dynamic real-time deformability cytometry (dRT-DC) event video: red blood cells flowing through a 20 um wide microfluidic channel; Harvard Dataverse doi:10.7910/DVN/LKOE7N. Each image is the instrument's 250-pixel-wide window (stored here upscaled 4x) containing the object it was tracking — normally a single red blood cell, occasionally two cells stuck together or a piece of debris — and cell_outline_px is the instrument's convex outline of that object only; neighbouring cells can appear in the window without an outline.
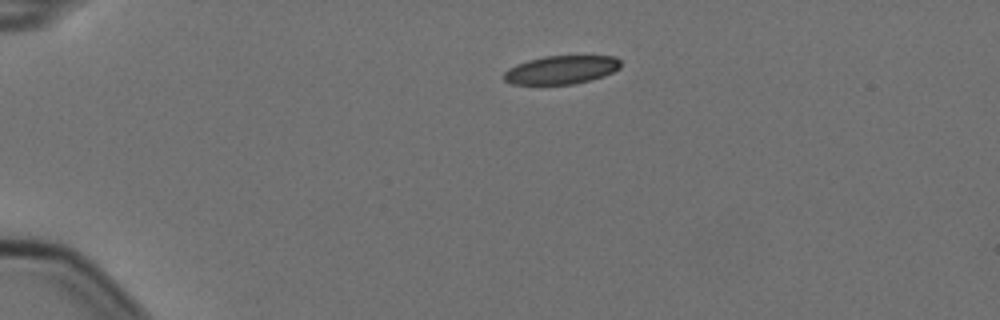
{"species": "Egyptian fruit bat (a non-hibernating species)", "species_latin": "Rousettus aegyptiacus", "temperature_condition": "cold", "stored_images_in_passage": 6, "camera_frame_rate_fps": 3000, "um_per_image_px": 0.085, "animal": {"sex": "female"}, "frame": {"image": 1, "passage_image": 1, "time_ms": 0.0, "image_size_px": [1000, 320], "cell_outline_px": [[620, 68], [604, 76], [592, 80], [572, 84], [512, 84], [504, 80], [500, 76], [508, 68], [516, 64], [528, 60], [544, 56], [616, 56], [620, 60]], "centroid_in_image_um": [47.68, 5.93], "position_along_channel_um": 37.3, "area_um2": 19.48}}
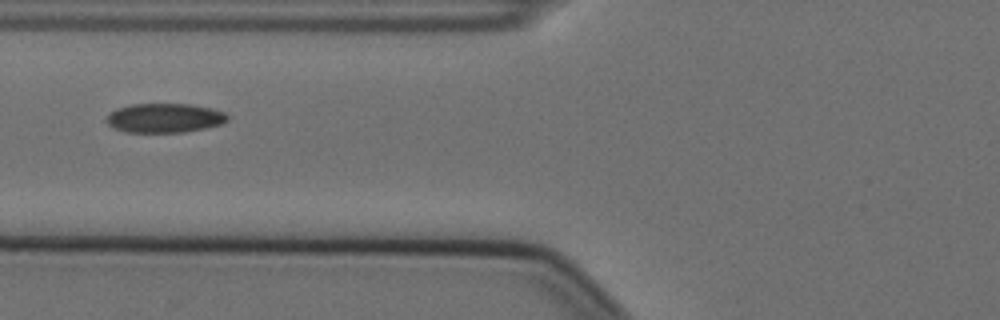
{"frame": {"image": 2, "passage_image": 4, "time_ms": 1.0, "image_size_px": [1000, 320], "cell_outline_px": [[228, 120], [220, 124], [204, 128], [184, 132], [124, 132], [108, 124], [108, 116], [116, 108], [132, 104], [188, 104], [212, 108], [224, 112], [228, 116]], "centroid_in_image_um": [14.01, 10.02], "position_along_channel_um": 111.8, "area_um2": 20.4}}
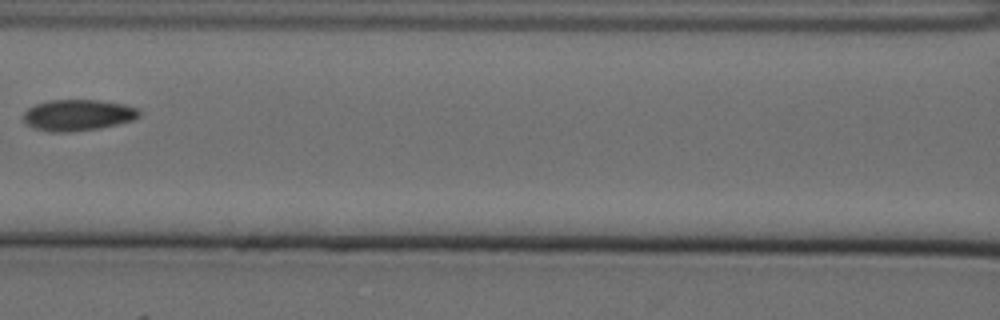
{"frame": {"image": 3, "passage_image": 5, "time_ms": 1.333, "image_size_px": [1000, 320], "cell_outline_px": [[140, 116], [132, 120], [100, 128], [68, 132], [52, 132], [32, 128], [24, 120], [24, 112], [28, 108], [36, 104], [48, 100], [100, 100], [124, 104], [140, 108]], "centroid_in_image_um": [6.63, 9.78], "position_along_channel_um": 160.0, "area_um2": 21.1}}